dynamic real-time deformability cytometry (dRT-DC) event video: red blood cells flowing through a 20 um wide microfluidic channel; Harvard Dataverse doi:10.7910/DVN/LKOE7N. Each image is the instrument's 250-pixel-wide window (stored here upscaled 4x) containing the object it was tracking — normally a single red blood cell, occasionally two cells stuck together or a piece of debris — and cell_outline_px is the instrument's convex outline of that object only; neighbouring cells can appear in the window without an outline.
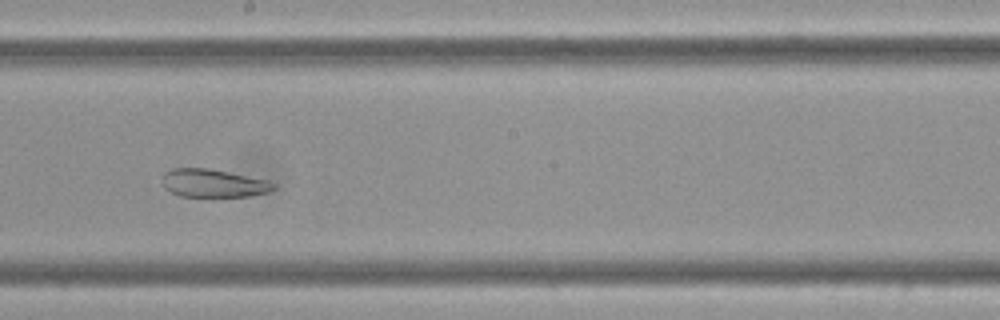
{"species": "Egyptian fruit bat (a non-hibernating species)", "species_latin": "Rousettus aegyptiacus", "temperature_condition": "cold", "stored_images_in_passage": 51, "camera_frame_rate_fps": 3000, "um_per_image_px": 0.085, "frame": {"image": 1, "passage_image": 25, "time_ms": 8.0, "image_size_px": [1000, 320], "cell_outline_px": [[276, 188], [268, 192], [252, 196], [212, 200], [180, 196], [164, 188], [164, 172], [172, 168], [208, 168], [268, 180], [276, 184]], "centroid_in_image_um": [18.17, 15.63], "position_along_channel_um": 230.0, "area_um2": 19.13}}
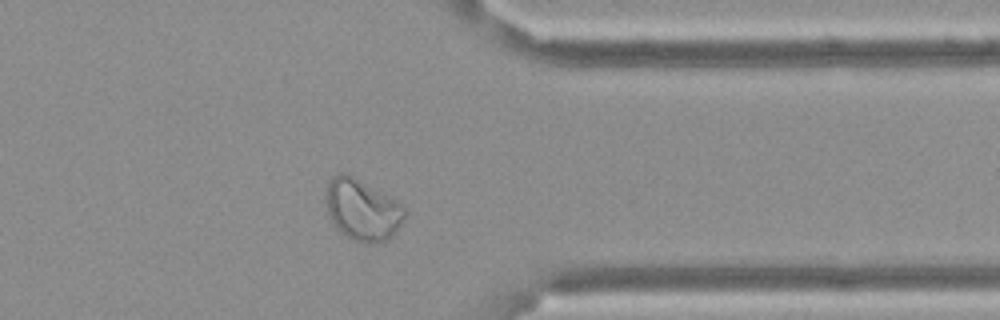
{"frame": {"image": 2, "passage_image": 39, "time_ms": 12.667, "image_size_px": [1000, 320], "cell_outline_px": [[408, 212], [404, 220], [396, 232], [392, 236], [376, 244], [364, 244], [352, 240], [340, 232], [336, 228], [328, 212], [328, 184], [332, 176], [340, 172], [344, 172], [352, 176], [396, 200]], "centroid_in_image_um": [30.84, 17.87], "position_along_channel_um": 380.6, "area_um2": 27.86}}
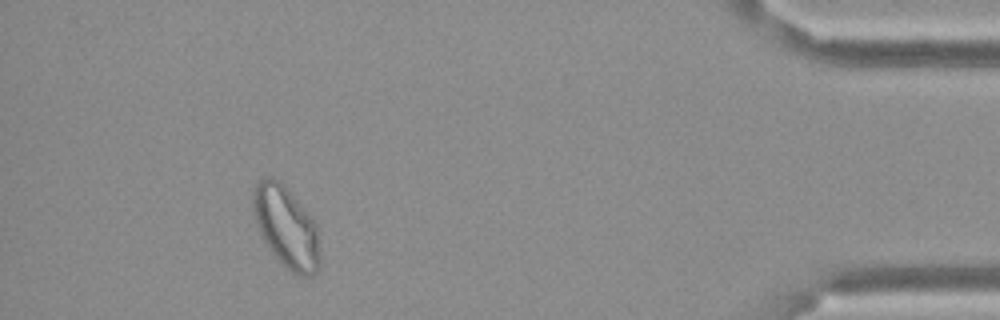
{"frame": {"image": 3, "passage_image": 46, "time_ms": 15.0, "image_size_px": [1000, 320], "cell_outline_px": [[320, 264], [316, 272], [312, 276], [300, 276], [292, 272], [272, 252], [260, 236], [252, 212], [252, 188], [264, 176], [272, 176], [280, 180], [316, 224], [320, 252]], "centroid_in_image_um": [24.29, 19.27], "position_along_channel_um": 410.9, "area_um2": 31.73}, "authors_computed_cell_mechanics": {"area_um2": 27.5706, "velocity_mm_per_s": 3.375, "shape_relaxation_time_tau1_ms": null, "shape_relaxation_time_tau2_ms": 1.8574, "deformation_change_tau1": null, "deformation_change_tau2": 0.0828}}